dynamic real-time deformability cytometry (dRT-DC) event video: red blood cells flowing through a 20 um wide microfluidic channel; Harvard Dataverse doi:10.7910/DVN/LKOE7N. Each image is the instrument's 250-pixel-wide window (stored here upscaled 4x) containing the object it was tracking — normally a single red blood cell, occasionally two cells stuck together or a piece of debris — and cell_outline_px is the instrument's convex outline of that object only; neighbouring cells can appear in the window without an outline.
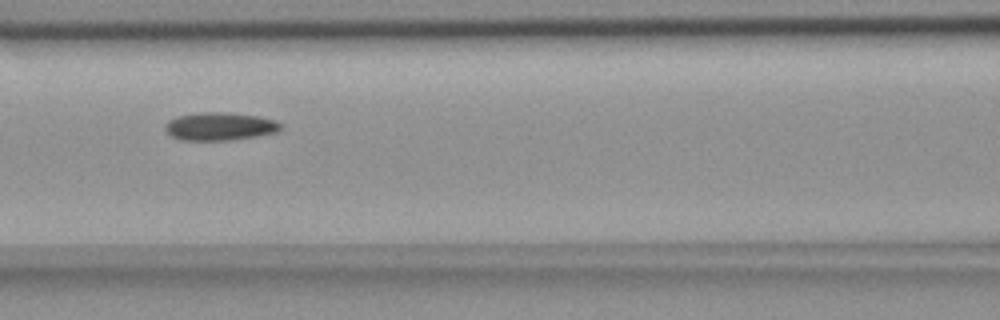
{"species": "common noctule bat (a hibernating species)", "species_latin": "Nyctalus noctula", "temperature_condition": "room temperature", "stored_images_in_passage": 7, "camera_frame_rate_fps": 3000, "um_per_image_px": 0.085, "animal": {"sex": "female", "body_mass_g": 18.4}, "frame": {"image": 1, "passage_image": 3, "time_ms": 0.667, "image_size_px": [1000, 320], "cell_outline_px": [[284, 128], [276, 132], [256, 136], [232, 140], [180, 140], [172, 136], [164, 128], [164, 124], [168, 120], [176, 116], [200, 112], [232, 112], [256, 116], [276, 120], [284, 124]], "centroid_in_image_um": [18.7, 10.73], "position_along_channel_um": 147.9, "area_um2": 19.13}}
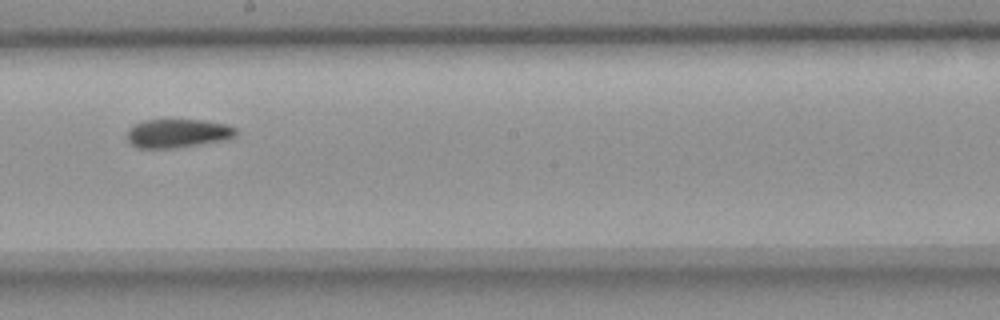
{"frame": {"image": 2, "passage_image": 5, "time_ms": 1.333, "image_size_px": [1000, 320], "cell_outline_px": [[240, 132], [236, 136], [224, 140], [200, 144], [172, 148], [136, 148], [128, 140], [128, 128], [144, 120], [204, 120], [228, 124], [236, 128]], "centroid_in_image_um": [15.15, 11.33], "position_along_channel_um": 233.0, "area_um2": 18.26}}
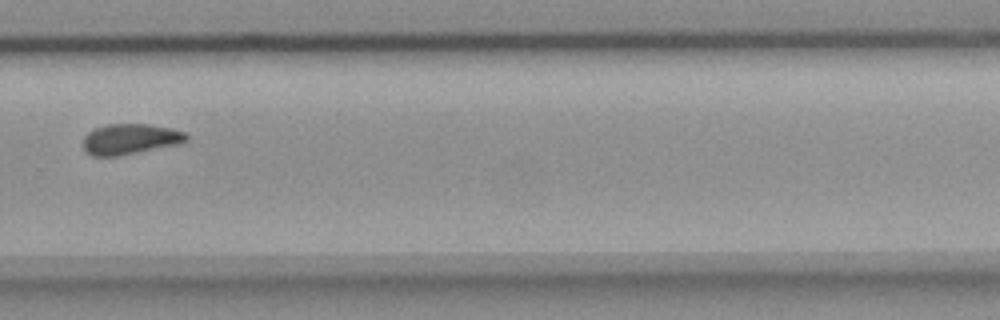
{"frame": {"image": 3, "passage_image": 7, "time_ms": 2.0, "image_size_px": [1000, 320], "cell_outline_px": [[188, 140], [176, 144], [116, 156], [92, 156], [84, 152], [84, 136], [88, 132], [96, 128], [108, 124], [148, 124], [172, 128], [184, 132], [188, 136]], "centroid_in_image_um": [11.03, 11.81], "position_along_channel_um": 318.8, "area_um2": 18.15}}